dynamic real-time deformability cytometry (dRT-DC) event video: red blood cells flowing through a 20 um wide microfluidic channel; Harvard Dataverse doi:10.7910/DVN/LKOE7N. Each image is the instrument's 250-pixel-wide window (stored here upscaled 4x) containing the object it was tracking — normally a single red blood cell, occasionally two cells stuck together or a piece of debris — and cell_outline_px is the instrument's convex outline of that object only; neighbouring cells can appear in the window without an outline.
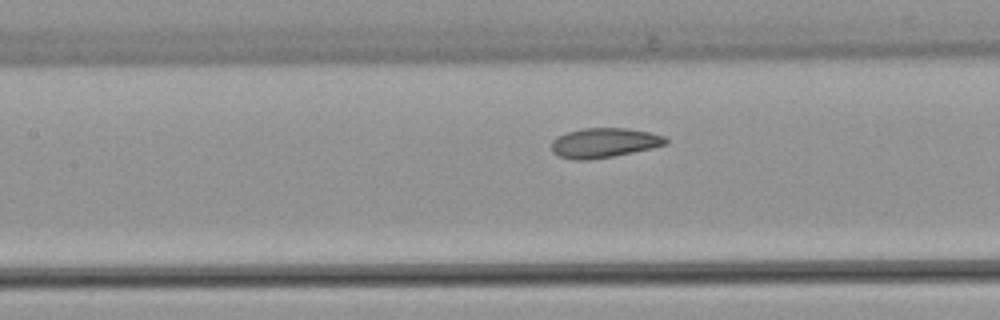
{"species": "common noctule bat (a hibernating species)", "species_latin": "Nyctalus noctula", "temperature_condition": "warm", "stored_images_in_passage": 33, "camera_frame_rate_fps": 3000, "um_per_image_px": 0.085, "animal": {"sex": "female", "body_mass_g": 22.7, "forearm_length_mm": 54.2}, "frame": {"image": 1, "passage_image": 15, "time_ms": 4.667, "image_size_px": [1000, 320], "cell_outline_px": [[668, 144], [652, 148], [592, 160], [572, 160], [560, 156], [552, 152], [552, 140], [568, 132], [584, 128], [628, 128], [648, 132], [664, 136], [668, 140]], "centroid_in_image_um": [51.36, 12.14], "position_along_channel_um": 156.0, "area_um2": 19.65}}